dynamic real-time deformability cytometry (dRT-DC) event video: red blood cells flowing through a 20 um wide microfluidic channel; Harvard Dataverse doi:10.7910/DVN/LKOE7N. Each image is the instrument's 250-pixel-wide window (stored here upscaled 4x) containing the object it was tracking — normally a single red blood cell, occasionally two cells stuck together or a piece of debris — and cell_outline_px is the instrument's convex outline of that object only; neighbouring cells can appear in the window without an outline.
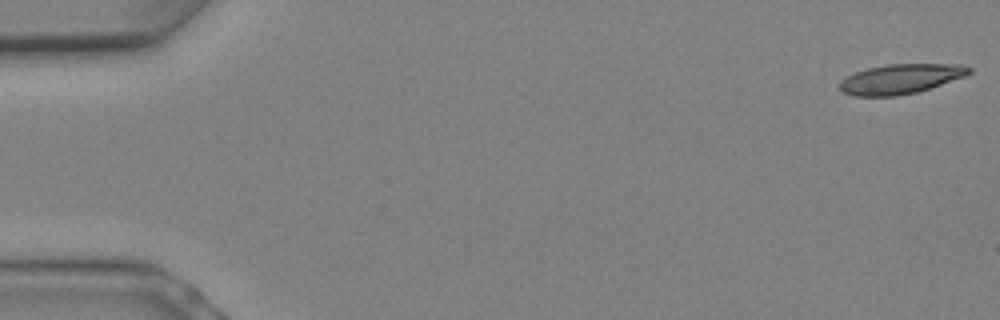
{"species": "Egyptian fruit bat (a non-hibernating species)", "species_latin": "Rousettus aegyptiacus", "temperature_condition": "warm", "stored_images_in_passage": 7, "camera_frame_rate_fps": 3000, "um_per_image_px": 0.085, "animal": {"sex": "female"}, "frame": {"image": 1, "passage_image": 1, "time_ms": 0.0, "image_size_px": [1000, 320], "cell_outline_px": [[972, 72], [964, 76], [916, 92], [896, 96], [852, 96], [840, 92], [840, 80], [856, 72], [868, 68], [888, 64], [964, 64], [972, 68]], "centroid_in_image_um": [76.53, 6.71], "position_along_channel_um": 8.5, "area_um2": 22.31}}
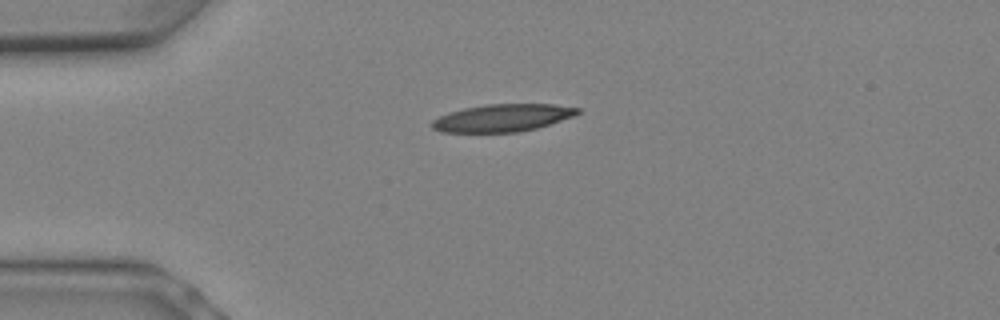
{"frame": {"image": 2, "passage_image": 6, "time_ms": 1.667, "image_size_px": [1000, 320], "cell_outline_px": [[580, 112], [576, 116], [536, 128], [520, 132], [440, 132], [432, 128], [432, 120], [448, 112], [464, 108], [488, 104], [552, 104], [580, 108]], "centroid_in_image_um": [42.73, 10.02], "position_along_channel_um": 42.3, "area_um2": 23.35}}